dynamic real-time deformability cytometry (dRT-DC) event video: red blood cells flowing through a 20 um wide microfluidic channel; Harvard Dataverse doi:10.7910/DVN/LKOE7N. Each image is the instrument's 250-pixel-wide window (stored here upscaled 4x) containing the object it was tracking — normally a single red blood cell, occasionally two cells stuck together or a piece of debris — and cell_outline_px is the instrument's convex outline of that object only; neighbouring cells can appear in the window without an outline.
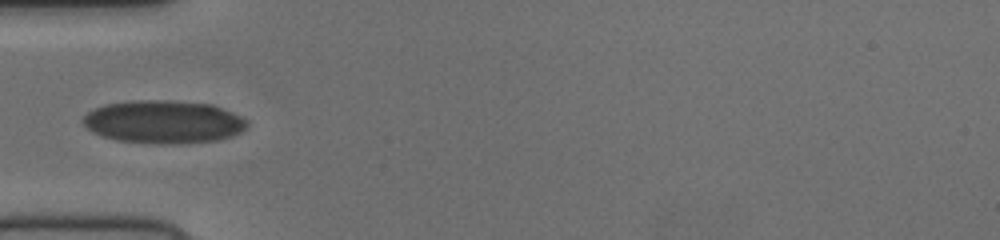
{"species": "human", "species_latin": "Homo sapiens", "temperature_condition": "cold", "stored_images_in_passage": 36, "camera_frame_rate_fps": 3000, "um_per_image_px": 0.085, "donor": {"sex": "female"}, "frame": {"image": 1, "passage_image": 1, "time_ms": 0.0, "image_size_px": [1000, 240], "cell_outline_px": [[248, 128], [232, 136], [220, 140], [184, 144], [152, 144], [116, 140], [100, 136], [92, 132], [84, 124], [84, 116], [88, 112], [104, 104], [132, 100], [164, 100], [212, 104], [232, 112], [248, 120]], "centroid_in_image_um": [13.93, 10.37], "position_along_channel_um": 71.1, "area_um2": 41.56}}
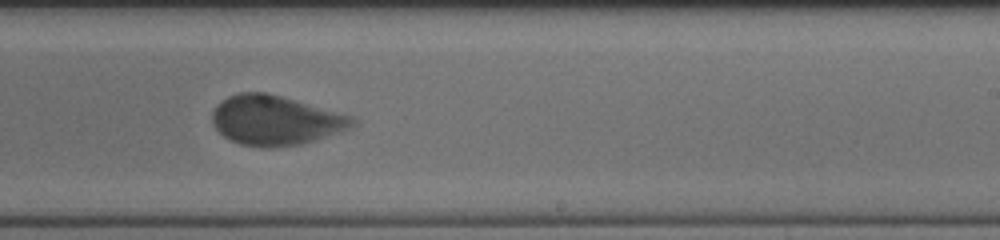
{"frame": {"image": 2, "passage_image": 16, "time_ms": 5.0, "image_size_px": [1000, 240], "cell_outline_px": [[356, 124], [340, 132], [316, 140], [300, 144], [272, 148], [264, 148], [240, 144], [228, 140], [212, 124], [212, 112], [216, 104], [220, 100], [228, 96], [240, 92], [264, 92], [280, 96], [352, 116], [356, 120]], "centroid_in_image_um": [23.37, 10.24], "position_along_channel_um": 265.6, "area_um2": 40.52}}
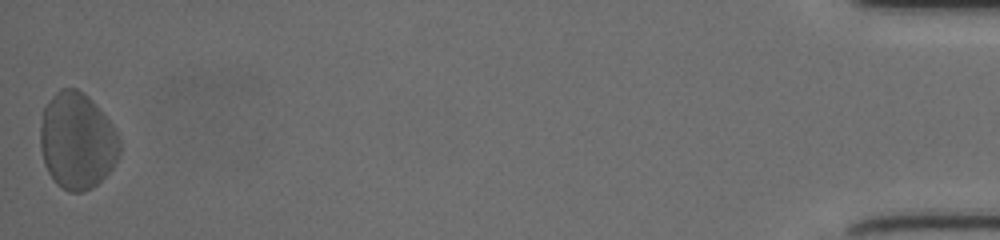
{"frame": {"image": 3, "passage_image": 36, "time_ms": 11.667, "image_size_px": [1000, 240], "cell_outline_px": [[120, 156], [112, 168], [92, 188], [84, 192], [68, 192], [56, 184], [48, 172], [44, 164], [40, 148], [40, 128], [44, 108], [52, 96], [60, 88], [76, 88], [88, 96], [116, 128], [120, 140]], "centroid_in_image_um": [6.56, 11.99], "position_along_channel_um": 428.6, "area_um2": 44.91}}